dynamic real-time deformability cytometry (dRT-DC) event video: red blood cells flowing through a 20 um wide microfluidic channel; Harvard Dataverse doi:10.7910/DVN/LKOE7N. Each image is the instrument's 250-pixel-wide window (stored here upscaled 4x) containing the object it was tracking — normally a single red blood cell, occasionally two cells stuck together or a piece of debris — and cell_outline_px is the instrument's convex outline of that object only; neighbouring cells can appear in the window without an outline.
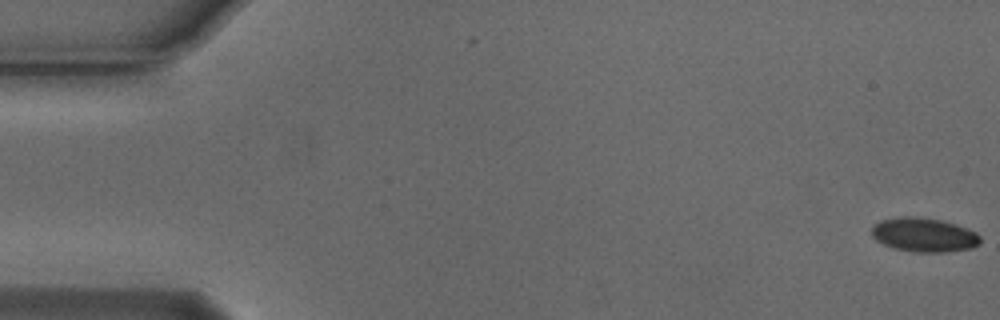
{"species": "Egyptian fruit bat (a non-hibernating species)", "species_latin": "Rousettus aegyptiacus", "temperature_condition": "cold", "stored_images_in_passage": 56, "camera_frame_rate_fps": 3000, "um_per_image_px": 0.085, "animal": {"sex": "male"}, "frame": {"image": 1, "passage_image": 1, "time_ms": 0.0, "image_size_px": [1000, 320], "cell_outline_px": [[980, 244], [972, 248], [944, 252], [912, 252], [896, 248], [884, 244], [876, 240], [872, 236], [872, 228], [880, 220], [904, 216], [908, 216], [940, 220], [976, 232], [980, 236]], "centroid_in_image_um": [78.53, 19.98], "position_along_channel_um": 6.5, "area_um2": 21.21}}
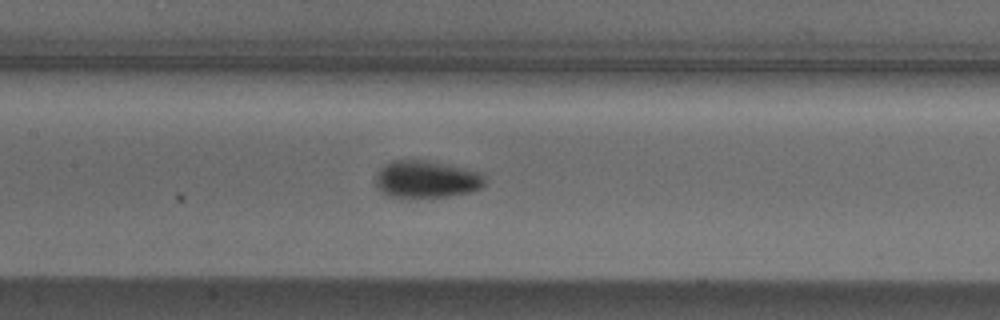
{"frame": {"image": 2, "passage_image": 26, "time_ms": 8.333, "image_size_px": [1000, 320], "cell_outline_px": [[484, 184], [480, 188], [472, 192], [448, 196], [388, 196], [380, 192], [376, 184], [376, 176], [380, 168], [384, 164], [392, 160], [424, 160], [484, 172]], "centroid_in_image_um": [36.25, 15.22], "position_along_channel_um": 171.1, "area_um2": 23.52}}
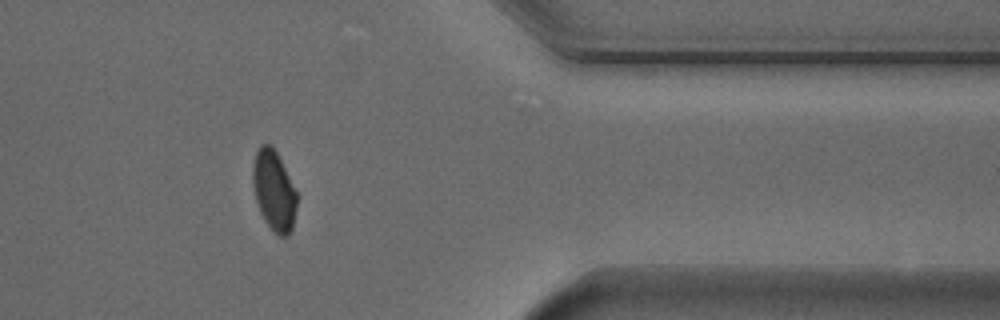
{"frame": {"image": 3, "passage_image": 45, "time_ms": 14.667, "image_size_px": [1000, 320], "cell_outline_px": [[300, 196], [292, 228], [288, 236], [280, 236], [264, 220], [260, 212], [256, 200], [252, 184], [252, 168], [256, 152], [260, 144], [272, 144]], "centroid_in_image_um": [23.31, 16.18], "position_along_channel_um": 388.1, "area_um2": 20.92}, "authors_computed_cell_mechanics": {"area_um2": 21.6172, "velocity_mm_per_s": 3.7521, "shape_relaxation_time_tau1_ms": 2.5348, "shape_relaxation_time_tau2_ms": null, "deformation_change_tau1": 0.0682, "deformation_change_tau2": null}}